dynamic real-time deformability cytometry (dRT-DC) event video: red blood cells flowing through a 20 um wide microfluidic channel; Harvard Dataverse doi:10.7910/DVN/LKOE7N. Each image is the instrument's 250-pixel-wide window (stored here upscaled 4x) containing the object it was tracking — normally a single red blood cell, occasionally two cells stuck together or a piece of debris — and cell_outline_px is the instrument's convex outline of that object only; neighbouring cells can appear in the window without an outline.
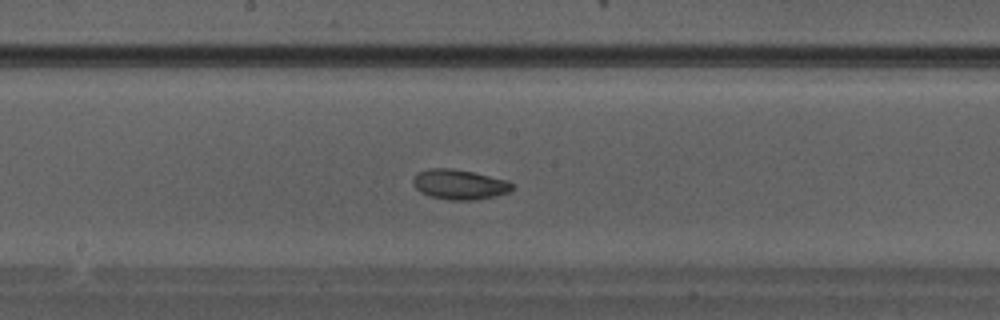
{"species": "Egyptian fruit bat (a non-hibernating species)", "species_latin": "Rousettus aegyptiacus", "temperature_condition": "warm", "stored_images_in_passage": 25, "camera_frame_rate_fps": 3000, "um_per_image_px": 0.085, "animal": {"sex": "male"}, "frame": {"image": 1, "passage_image": 8, "time_ms": 2.333, "image_size_px": [1000, 320], "cell_outline_px": [[512, 188], [508, 192], [496, 196], [476, 200], [448, 200], [428, 196], [420, 192], [412, 184], [412, 180], [420, 172], [428, 168], [452, 168], [472, 172], [508, 180], [512, 184]], "centroid_in_image_um": [39.03, 15.69], "position_along_channel_um": 209.2, "area_um2": 17.34}}